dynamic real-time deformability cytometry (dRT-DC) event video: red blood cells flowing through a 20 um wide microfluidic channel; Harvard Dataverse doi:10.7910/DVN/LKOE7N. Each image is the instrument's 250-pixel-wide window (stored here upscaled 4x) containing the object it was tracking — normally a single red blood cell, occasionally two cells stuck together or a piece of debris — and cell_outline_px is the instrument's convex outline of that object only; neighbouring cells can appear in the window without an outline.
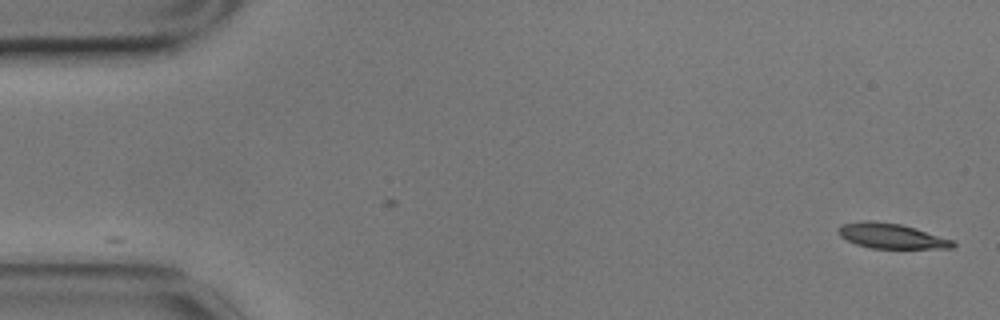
{"species": "common noctule bat (a hibernating species)", "species_latin": "Nyctalus noctula", "temperature_condition": "cold", "stored_images_in_passage": 52, "camera_frame_rate_fps": 3000, "um_per_image_px": 0.085, "animal": {"sex": "male", "body_mass_g": 17.9}, "frame": {"image": 1, "passage_image": 1, "time_ms": 0.0, "image_size_px": [1000, 320], "cell_outline_px": [[956, 244], [952, 248], [872, 248], [856, 244], [840, 236], [836, 232], [836, 228], [840, 224], [864, 220], [868, 220], [900, 224], [916, 228], [956, 240]], "centroid_in_image_um": [75.76, 20.04], "position_along_channel_um": 9.2, "area_um2": 16.94}}
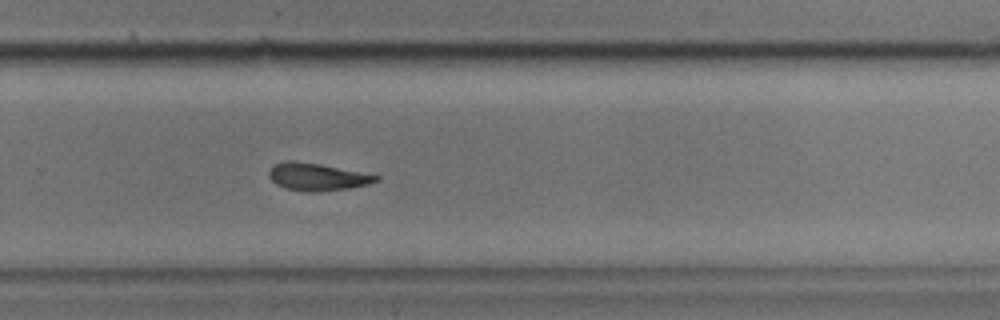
{"frame": {"image": 2, "passage_image": 37, "time_ms": 12.0, "image_size_px": [1000, 320], "cell_outline_px": [[380, 180], [368, 184], [348, 188], [320, 192], [304, 192], [284, 188], [276, 184], [268, 176], [268, 172], [276, 164], [284, 160], [296, 160], [320, 164], [380, 176]], "centroid_in_image_um": [26.93, 15.04], "position_along_channel_um": 302.9, "area_um2": 17.17}}
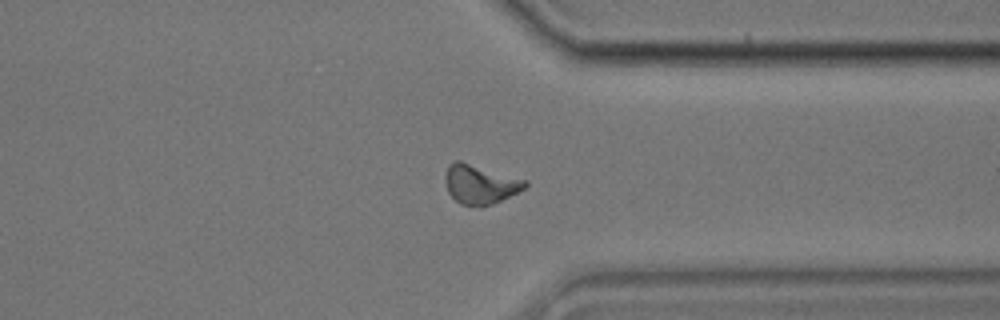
{"frame": {"image": 3, "passage_image": 43, "time_ms": 14.0, "image_size_px": [1000, 320], "cell_outline_px": [[528, 184], [524, 188], [492, 204], [480, 208], [460, 204], [448, 192], [444, 180], [444, 176], [448, 164], [452, 160], [460, 160], [528, 180]], "centroid_in_image_um": [40.77, 15.65], "position_along_channel_um": 370.6, "area_um2": 18.5}, "authors_computed_cell_mechanics": {"area_um2": 17.5134, "velocity_mm_per_s": 3.4841, "shape_relaxation_time_tau1_ms": 5.155, "shape_relaxation_time_tau2_ms": 3.5232, "deformation_change_tau1": 0.1253, "deformation_change_tau2": 0.1143}}